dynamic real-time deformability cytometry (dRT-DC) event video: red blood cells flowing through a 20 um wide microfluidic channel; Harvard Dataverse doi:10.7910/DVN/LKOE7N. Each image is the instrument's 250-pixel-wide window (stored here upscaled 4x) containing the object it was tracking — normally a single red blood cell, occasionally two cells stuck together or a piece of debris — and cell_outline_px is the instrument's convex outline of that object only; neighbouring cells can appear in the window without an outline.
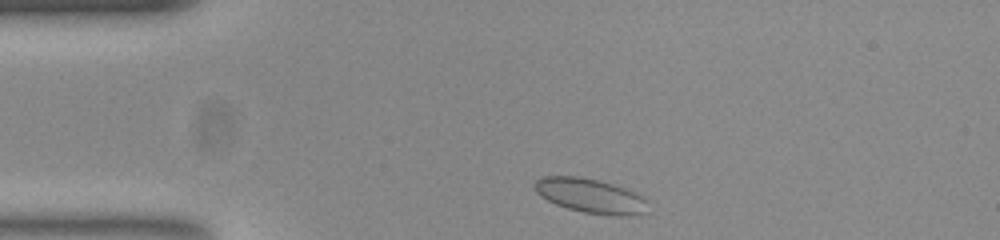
{"species": "common noctule bat (a hibernating species)", "species_latin": "Nyctalus noctula", "temperature_condition": "room temperature", "stored_images_in_passage": 45, "camera_frame_rate_fps": 3000, "um_per_image_px": 0.085, "animal": {"sex": "female", "body_mass_g": 23.0, "forearm_length_mm": 53.4}, "frame": {"image": 1, "passage_image": 2, "time_ms": 0.333, "image_size_px": [1000, 240], "cell_outline_px": [[644, 212], [628, 216], [620, 216], [584, 212], [568, 208], [556, 204], [540, 196], [536, 192], [532, 184], [536, 180], [544, 176], [576, 176], [596, 180], [612, 184], [624, 188], [640, 196], [644, 200]], "centroid_in_image_um": [50.08, 16.63], "position_along_channel_um": 34.9, "area_um2": 22.14}}
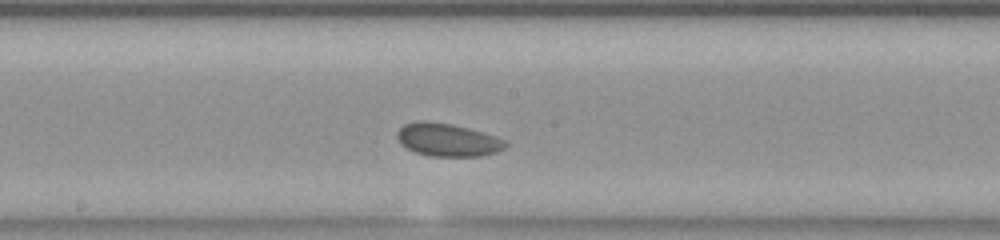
{"frame": {"image": 2, "passage_image": 19, "time_ms": 6.0, "image_size_px": [1000, 240], "cell_outline_px": [[508, 144], [504, 148], [496, 152], [480, 156], [428, 156], [416, 152], [400, 144], [396, 136], [396, 132], [404, 124], [416, 120], [424, 120], [452, 124], [468, 128], [496, 136], [504, 140]], "centroid_in_image_um": [38.01, 11.88], "position_along_channel_um": 210.2, "area_um2": 20.87}}
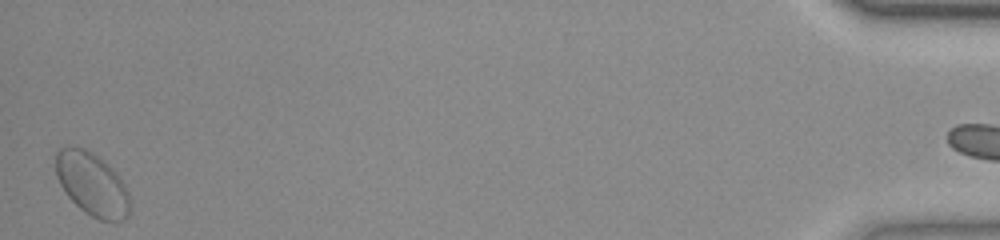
{"frame": {"image": 3, "passage_image": 44, "time_ms": 14.333, "image_size_px": [1000, 240], "cell_outline_px": [[132, 212], [124, 220], [116, 224], [100, 220], [84, 212], [68, 196], [60, 184], [56, 176], [56, 152], [60, 148], [68, 144], [84, 148], [96, 156], [112, 168], [116, 172], [124, 184], [128, 192]], "centroid_in_image_um": [7.85, 15.69], "position_along_channel_um": 427.3, "area_um2": 27.69}}